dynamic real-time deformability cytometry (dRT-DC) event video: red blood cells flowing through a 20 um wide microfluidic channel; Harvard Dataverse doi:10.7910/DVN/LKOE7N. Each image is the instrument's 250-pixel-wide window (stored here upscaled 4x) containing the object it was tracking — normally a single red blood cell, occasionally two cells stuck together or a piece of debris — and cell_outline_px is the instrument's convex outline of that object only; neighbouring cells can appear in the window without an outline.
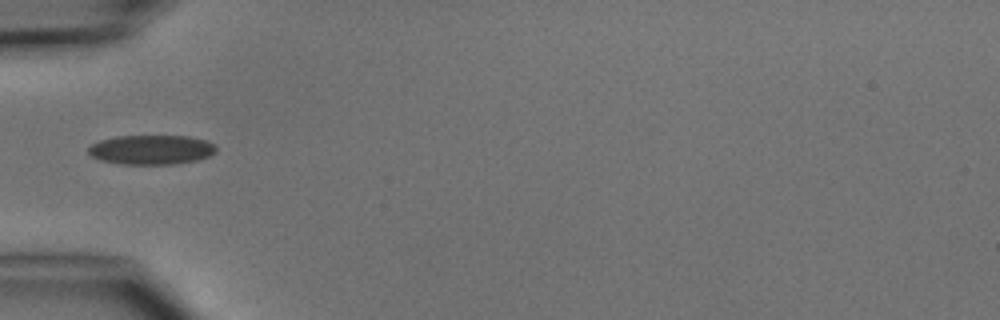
{"species": "common noctule bat (a hibernating species)", "species_latin": "Nyctalus noctula", "temperature_condition": "cold", "stored_images_in_passage": 5, "camera_frame_rate_fps": 3000, "um_per_image_px": 0.085, "animal": {"sex": "male", "body_mass_g": 15.6}, "frame": {"image": 1, "passage_image": 4, "time_ms": 3.667, "image_size_px": [1000, 320], "cell_outline_px": [[216, 152], [208, 156], [196, 160], [172, 164], [120, 164], [100, 160], [92, 156], [88, 152], [88, 148], [92, 144], [100, 140], [116, 136], [188, 136], [204, 140], [216, 144]], "centroid_in_image_um": [12.86, 12.72], "position_along_channel_um": 72.1, "area_um2": 21.91}}